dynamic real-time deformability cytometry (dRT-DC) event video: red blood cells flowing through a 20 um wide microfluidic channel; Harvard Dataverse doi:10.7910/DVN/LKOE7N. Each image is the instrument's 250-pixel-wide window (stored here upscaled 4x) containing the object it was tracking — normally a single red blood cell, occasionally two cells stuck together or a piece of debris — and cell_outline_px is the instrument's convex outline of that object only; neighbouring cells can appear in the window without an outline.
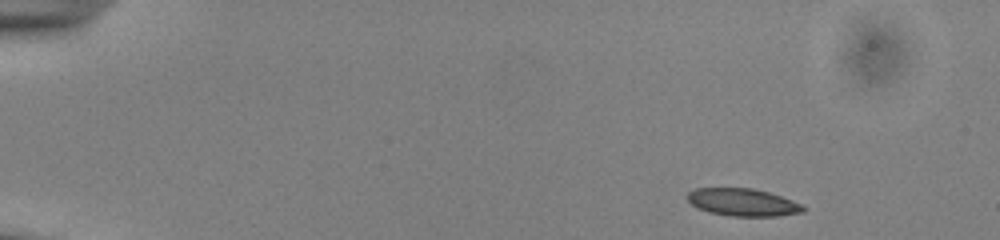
{"species": "common noctule bat (a hibernating species)", "species_latin": "Nyctalus noctula", "temperature_condition": "cold", "stored_images_in_passage": 48, "camera_frame_rate_fps": 3000, "um_per_image_px": 0.085, "animal": {"sex": "male", "body_mass_g": 13.0, "forearm_length_mm": 53.1}, "frame": {"image": 1, "passage_image": 1, "time_ms": 0.0, "image_size_px": [1000, 240], "cell_outline_px": [[808, 208], [804, 212], [776, 216], [728, 216], [708, 212], [696, 208], [688, 200], [688, 192], [696, 188], [752, 188], [768, 192], [804, 204]], "centroid_in_image_um": [63.17, 17.2], "position_along_channel_um": 21.8, "area_um2": 18.73}}
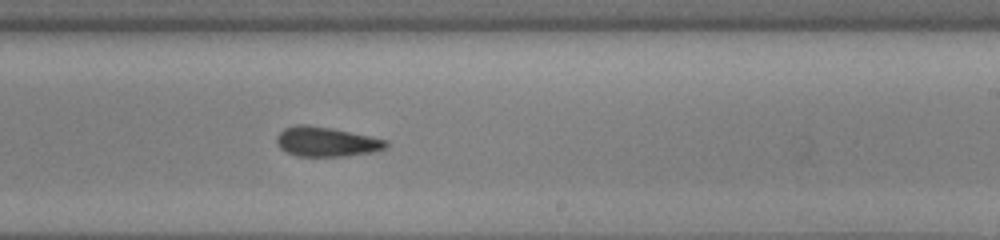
{"frame": {"image": 2, "passage_image": 28, "time_ms": 9.0, "image_size_px": [1000, 240], "cell_outline_px": [[388, 148], [372, 152], [348, 156], [296, 156], [280, 148], [276, 144], [276, 136], [284, 128], [296, 124], [308, 124], [332, 128], [388, 140]], "centroid_in_image_um": [27.73, 12.04], "position_along_channel_um": 261.3, "area_um2": 19.07}}
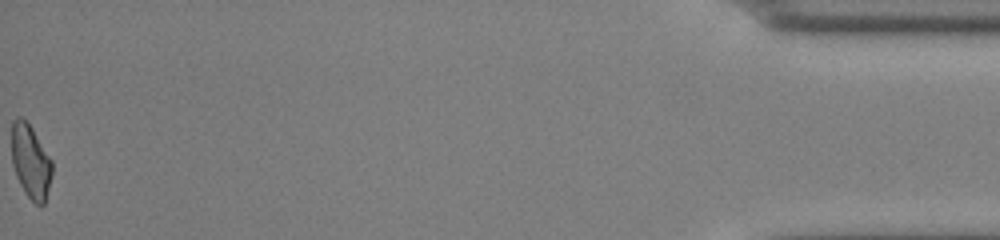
{"frame": {"image": 3, "passage_image": 48, "time_ms": 15.667, "image_size_px": [1000, 240], "cell_outline_px": [[52, 176], [44, 204], [40, 208], [24, 192], [16, 176], [12, 164], [12, 120], [16, 116], [20, 116], [32, 128], [52, 160]], "centroid_in_image_um": [2.6, 13.75], "position_along_channel_um": 432.6, "area_um2": 17.46}, "authors_computed_cell_mechanics": {"area_um2": 19.074, "velocity_mm_per_s": 3.9096, "shape_relaxation_time_tau1_ms": 9.0502, "shape_relaxation_time_tau2_ms": 3.561, "deformation_change_tau1": 0.1802, "deformation_change_tau2": 0.101}}